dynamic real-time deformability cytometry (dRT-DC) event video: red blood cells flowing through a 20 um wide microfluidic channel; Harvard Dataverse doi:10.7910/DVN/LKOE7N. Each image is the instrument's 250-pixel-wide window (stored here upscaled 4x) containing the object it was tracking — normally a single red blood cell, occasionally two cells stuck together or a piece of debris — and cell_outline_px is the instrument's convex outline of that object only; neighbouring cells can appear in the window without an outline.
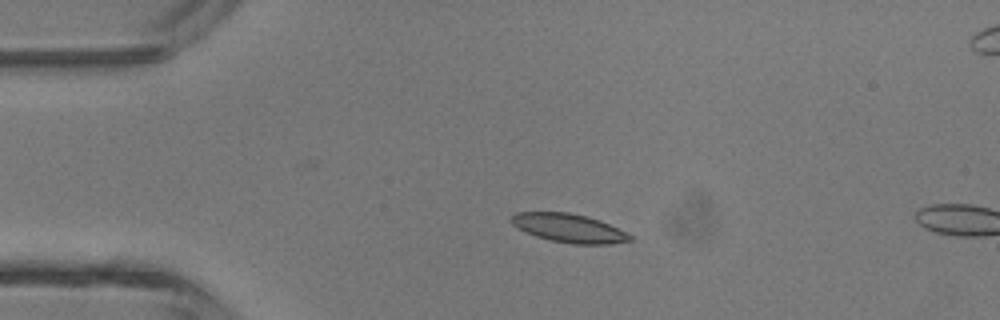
{"species": "common noctule bat (a hibernating species)", "species_latin": "Nyctalus noctula", "temperature_condition": "room temperature", "stored_images_in_passage": 5, "camera_frame_rate_fps": 3000, "um_per_image_px": 0.085, "animal": {"sex": "male", "body_mass_g": 13.3}, "frame": {"image": 1, "passage_image": 4, "time_ms": 3.333, "image_size_px": [1000, 320], "cell_outline_px": [[632, 240], [612, 244], [572, 244], [552, 240], [536, 236], [516, 228], [512, 224], [512, 216], [516, 212], [568, 212], [600, 220], [632, 236]], "centroid_in_image_um": [48.34, 19.39], "position_along_channel_um": 36.7, "area_um2": 19.54}}